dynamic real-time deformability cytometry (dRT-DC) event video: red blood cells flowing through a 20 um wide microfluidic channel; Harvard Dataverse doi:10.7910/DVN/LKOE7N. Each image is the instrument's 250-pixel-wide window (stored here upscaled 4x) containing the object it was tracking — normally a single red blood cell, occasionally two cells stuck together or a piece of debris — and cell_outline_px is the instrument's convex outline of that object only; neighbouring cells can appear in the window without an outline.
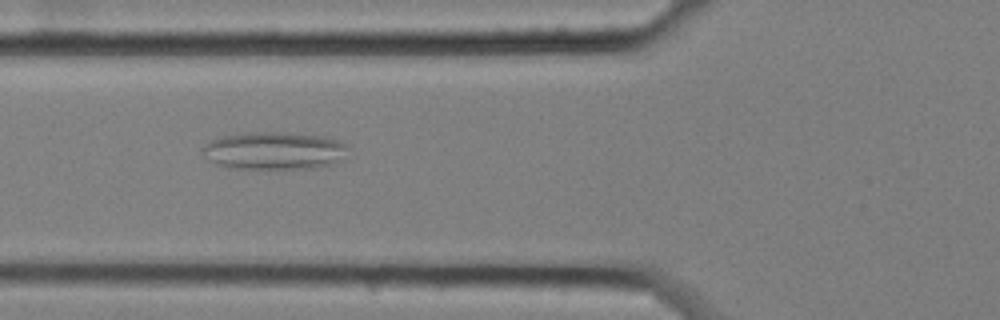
{"species": "common noctule bat (a hibernating species)", "species_latin": "Nyctalus noctula", "temperature_condition": "cold", "stored_images_in_passage": 4, "camera_frame_rate_fps": 3000, "um_per_image_px": 0.085, "animal": {"sex": "female", "body_mass_g": 25.1}, "frame": {"image": 1, "passage_image": 3, "time_ms": 0.667, "image_size_px": [1000, 320], "cell_outline_px": [[348, 148], [336, 164], [316, 168], [228, 168], [216, 164], [208, 160], [200, 148], [204, 144], [220, 136], [248, 132], [284, 132], [328, 136], [340, 140], [348, 144]], "centroid_in_image_um": [23.31, 12.79], "position_along_channel_um": 102.5, "area_um2": 32.37}}